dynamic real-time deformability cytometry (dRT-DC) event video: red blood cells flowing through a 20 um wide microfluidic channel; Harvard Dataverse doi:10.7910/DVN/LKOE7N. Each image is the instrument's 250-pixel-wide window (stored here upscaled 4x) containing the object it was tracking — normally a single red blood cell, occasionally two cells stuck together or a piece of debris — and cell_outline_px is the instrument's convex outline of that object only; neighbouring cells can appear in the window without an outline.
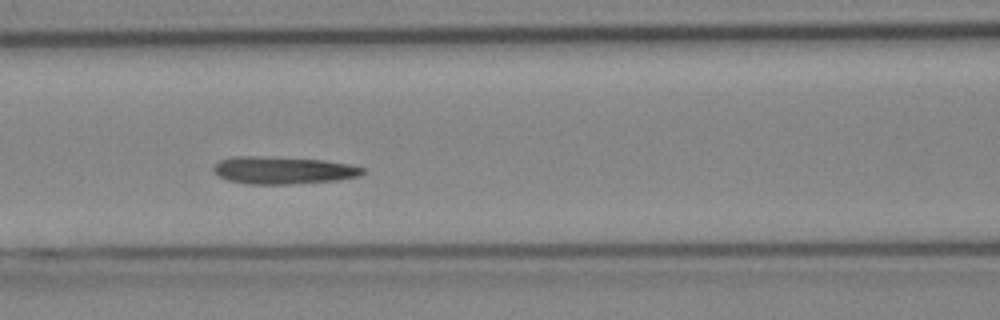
{"species": "Egyptian fruit bat (a non-hibernating species)", "species_latin": "Rousettus aegyptiacus", "temperature_condition": "cold", "stored_images_in_passage": 33, "camera_frame_rate_fps": 3000, "um_per_image_px": 0.085, "animal": {"sex": "female"}, "frame": {"image": 1, "passage_image": 4, "time_ms": 1.0, "image_size_px": [1000, 320], "cell_outline_px": [[364, 172], [360, 176], [336, 180], [288, 184], [248, 184], [228, 180], [220, 176], [212, 168], [220, 160], [232, 156], [260, 156], [324, 160], [348, 164], [364, 168]], "centroid_in_image_um": [24.05, 14.47], "position_along_channel_um": 142.5, "area_um2": 23.64}}
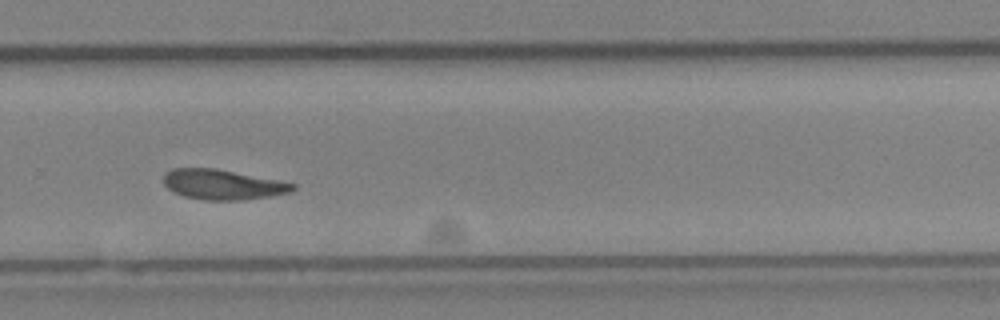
{"frame": {"image": 2, "passage_image": 17, "time_ms": 5.333, "image_size_px": [1000, 320], "cell_outline_px": [[296, 188], [288, 192], [268, 196], [236, 200], [204, 200], [184, 196], [172, 192], [164, 184], [164, 172], [172, 168], [216, 168], [296, 184]], "centroid_in_image_um": [18.85, 15.67], "position_along_channel_um": 310.9, "area_um2": 22.37}}
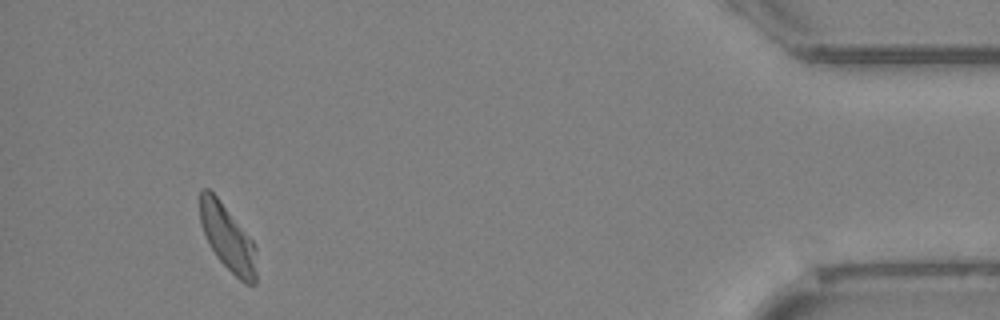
{"frame": {"image": 3, "passage_image": 30, "time_ms": 9.667, "image_size_px": [1000, 320], "cell_outline_px": [[256, 284], [244, 284], [216, 256], [208, 244], [200, 224], [200, 192], [204, 188], [208, 188], [220, 200], [252, 240], [256, 248]], "centroid_in_image_um": [19.35, 20.23], "position_along_channel_um": 415.9, "area_um2": 21.56}}